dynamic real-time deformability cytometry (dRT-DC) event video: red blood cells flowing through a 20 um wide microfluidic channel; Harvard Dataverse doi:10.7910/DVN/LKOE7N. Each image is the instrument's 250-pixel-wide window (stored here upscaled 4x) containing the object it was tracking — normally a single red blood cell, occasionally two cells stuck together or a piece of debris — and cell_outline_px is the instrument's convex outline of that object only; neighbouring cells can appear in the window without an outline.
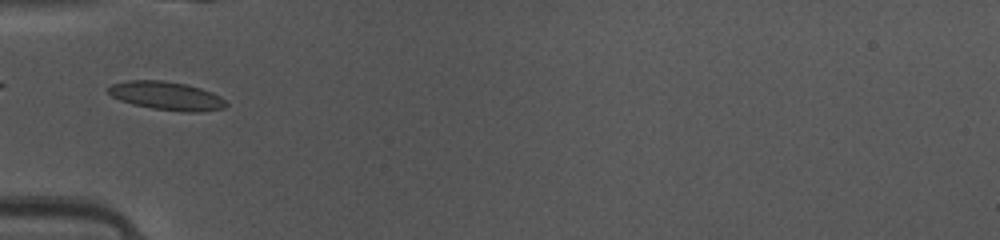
{"species": "common noctule bat (a hibernating species)", "species_latin": "Nyctalus noctula", "temperature_condition": "warm", "stored_images_in_passage": 32, "camera_frame_rate_fps": 3000, "um_per_image_px": 0.085, "animal": {"sex": "female", "body_mass_g": 10.0, "forearm_length_mm": 53.1}, "frame": {"image": 1, "passage_image": 1, "time_ms": 0.0, "image_size_px": [1000, 240], "cell_outline_px": [[228, 104], [224, 108], [196, 112], [188, 112], [152, 108], [132, 104], [120, 100], [112, 96], [108, 92], [108, 88], [112, 84], [128, 80], [164, 80], [184, 84], [200, 88], [212, 92], [220, 96]], "centroid_in_image_um": [14.15, 8.14], "position_along_channel_um": 70.9, "area_um2": 19.36}}
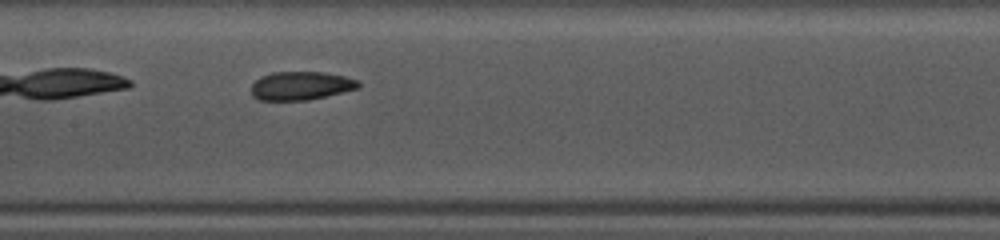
{"frame": {"image": 2, "passage_image": 9, "time_ms": 2.667, "image_size_px": [1000, 240], "cell_outline_px": [[360, 88], [308, 100], [260, 100], [252, 96], [252, 84], [260, 76], [272, 72], [324, 72], [344, 76], [356, 80], [360, 84]], "centroid_in_image_um": [25.56, 7.28], "position_along_channel_um": 181.8, "area_um2": 17.74}}
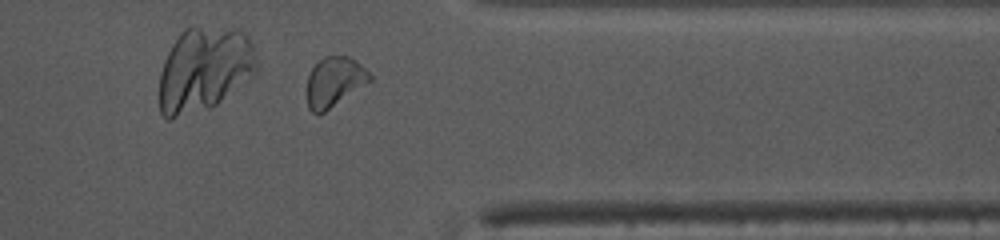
{"frame": {"image": 3, "passage_image": 24, "time_ms": 7.667, "image_size_px": [1000, 240], "cell_outline_px": [[372, 80], [324, 112], [312, 112], [308, 108], [304, 92], [308, 76], [312, 68], [324, 56], [348, 56], [356, 60], [372, 76]], "centroid_in_image_um": [28.37, 6.95], "position_along_channel_um": 383.0, "area_um2": 18.26}, "authors_computed_cell_mechanics": {"area_um2": 18.3226, "velocity_mm_per_s": 4.138, "shape_relaxation_time_tau1_ms": 6.0981, "shape_relaxation_time_tau2_ms": 1.2039, "deformation_change_tau1": 0.13, "deformation_change_tau2": 0.0637}}